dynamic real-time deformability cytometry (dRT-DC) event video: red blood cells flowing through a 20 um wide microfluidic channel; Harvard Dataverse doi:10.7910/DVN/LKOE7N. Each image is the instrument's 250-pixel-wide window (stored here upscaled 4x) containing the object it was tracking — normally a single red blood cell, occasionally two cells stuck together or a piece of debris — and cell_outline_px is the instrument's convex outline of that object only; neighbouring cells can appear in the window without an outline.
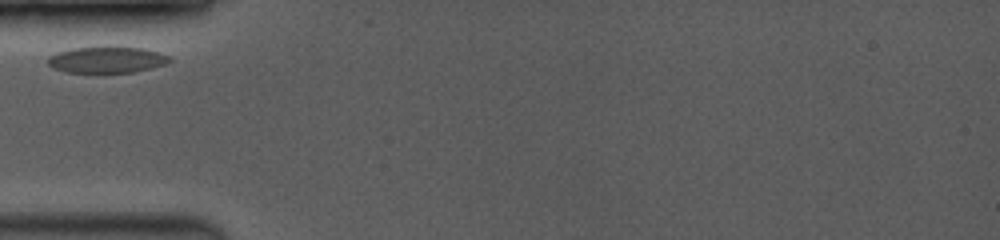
{"species": "common noctule bat (a hibernating species)", "species_latin": "Nyctalus noctula", "temperature_condition": "room temperature", "stored_images_in_passage": 10, "camera_frame_rate_fps": 3500, "um_per_image_px": 0.085, "animal": {"sex": "female", "body_mass_g": 19.0, "forearm_length_mm": 53.3}, "frame": {"image": 1, "passage_image": 1, "time_ms": 0.0, "image_size_px": [1000, 240], "cell_outline_px": [[172, 60], [164, 64], [152, 68], [132, 72], [96, 76], [64, 72], [52, 68], [48, 64], [48, 56], [56, 52], [72, 48], [104, 44], [108, 44], [144, 48], [168, 56]], "centroid_in_image_um": [8.99, 5.09], "position_along_channel_um": 76.0, "area_um2": 20.29}}
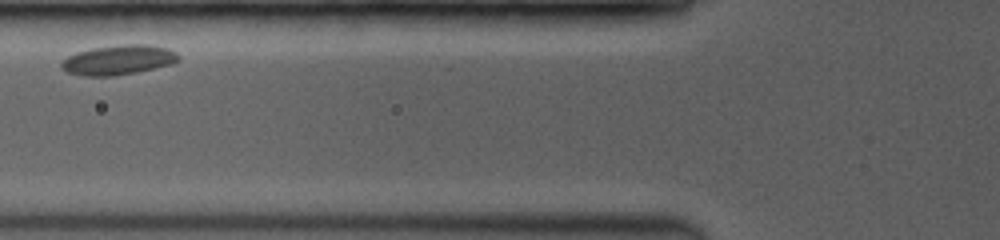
{"frame": {"image": 2, "passage_image": 4, "time_ms": 1.143, "image_size_px": [1000, 240], "cell_outline_px": [[180, 60], [172, 64], [136, 72], [112, 76], [84, 76], [68, 72], [60, 68], [60, 64], [68, 56], [76, 52], [92, 48], [124, 44], [148, 44], [168, 48], [176, 52], [180, 56]], "centroid_in_image_um": [10.08, 5.09], "position_along_channel_um": 115.7, "area_um2": 20.35}}
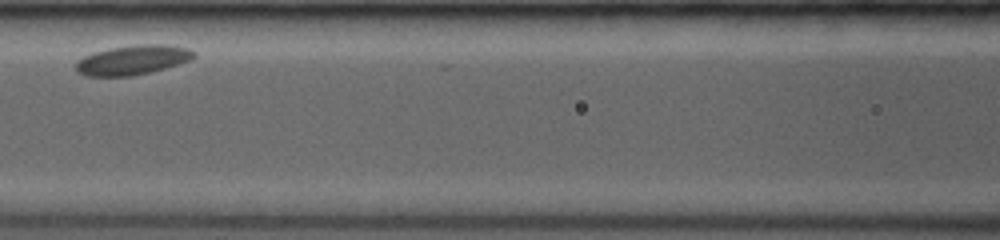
{"frame": {"image": 3, "passage_image": 7, "time_ms": 2.286, "image_size_px": [1000, 240], "cell_outline_px": [[196, 56], [192, 60], [164, 68], [132, 76], [84, 76], [76, 72], [76, 64], [84, 56], [108, 48], [140, 44], [164, 44], [188, 48], [196, 52]], "centroid_in_image_um": [11.3, 5.09], "position_along_channel_um": 155.3, "area_um2": 20.29}}